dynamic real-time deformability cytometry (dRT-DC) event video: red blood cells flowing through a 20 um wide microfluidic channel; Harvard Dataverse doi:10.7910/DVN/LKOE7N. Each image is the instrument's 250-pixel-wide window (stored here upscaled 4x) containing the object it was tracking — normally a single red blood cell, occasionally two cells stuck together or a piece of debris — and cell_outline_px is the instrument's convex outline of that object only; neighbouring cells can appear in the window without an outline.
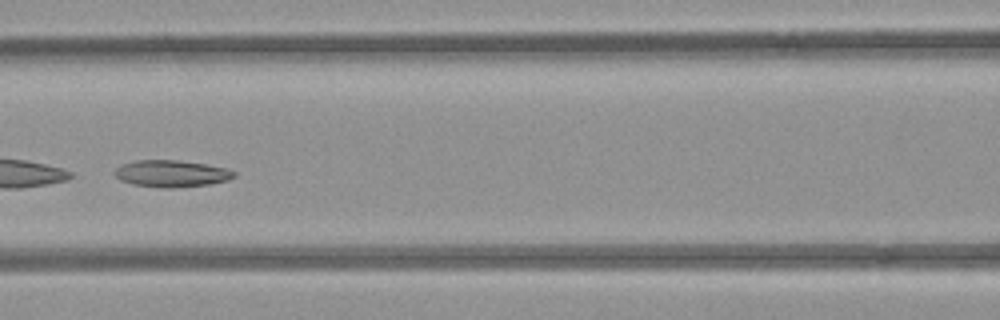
{"species": "common noctule bat (a hibernating species)", "species_latin": "Nyctalus noctula", "temperature_condition": "room temperature", "stored_images_in_passage": 53, "camera_frame_rate_fps": 3000, "um_per_image_px": 0.085, "animal": {"sex": "female", "body_mass_g": 21.9}, "frame": {"image": 1, "passage_image": 23, "time_ms": 7.333, "image_size_px": [1000, 320], "cell_outline_px": [[236, 176], [228, 180], [208, 184], [172, 188], [164, 188], [132, 184], [120, 180], [112, 172], [116, 168], [124, 164], [136, 160], [176, 160], [204, 164], [228, 168], [236, 172]], "centroid_in_image_um": [14.58, 14.75], "position_along_channel_um": 152.0, "area_um2": 18.61}}